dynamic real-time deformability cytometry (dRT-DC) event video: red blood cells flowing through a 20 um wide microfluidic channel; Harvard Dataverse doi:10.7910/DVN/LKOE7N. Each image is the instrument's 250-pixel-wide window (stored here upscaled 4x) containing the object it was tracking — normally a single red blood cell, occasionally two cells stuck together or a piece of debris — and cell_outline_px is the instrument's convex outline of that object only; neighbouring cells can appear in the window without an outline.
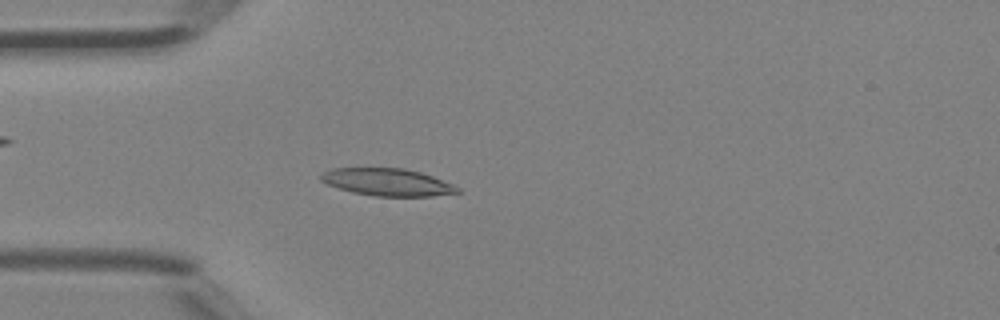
{"species": "Egyptian fruit bat (a non-hibernating species)", "species_latin": "Rousettus aegyptiacus", "temperature_condition": "room temperature", "stored_images_in_passage": 37, "camera_frame_rate_fps": 3000, "um_per_image_px": 0.085, "animal": {"sex": "female"}, "frame": {"image": 1, "passage_image": 4, "time_ms": 1.0, "image_size_px": [1000, 320], "cell_outline_px": [[460, 192], [432, 196], [376, 196], [352, 192], [328, 184], [320, 180], [320, 176], [324, 172], [332, 168], [404, 168], [420, 172], [432, 176], [452, 184], [460, 188]], "centroid_in_image_um": [32.93, 15.48], "position_along_channel_um": 52.1, "area_um2": 21.56}}
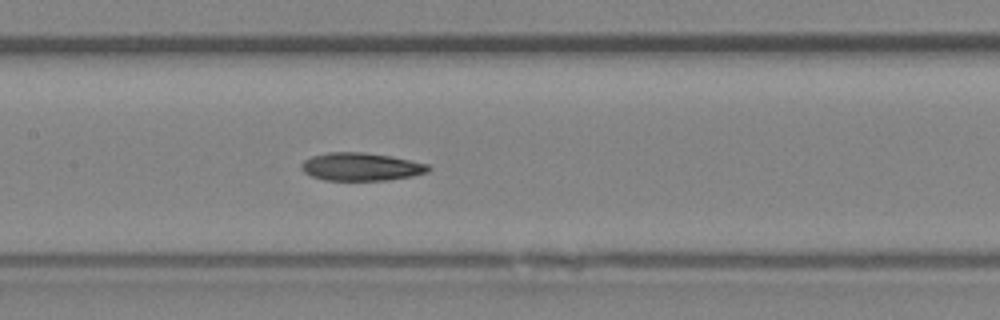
{"frame": {"image": 2, "passage_image": 13, "time_ms": 4.0, "image_size_px": [1000, 320], "cell_outline_px": [[432, 168], [428, 172], [412, 176], [388, 180], [324, 180], [312, 176], [304, 172], [300, 168], [300, 164], [304, 160], [312, 156], [328, 152], [364, 152], [392, 156], [428, 164]], "centroid_in_image_um": [30.69, 14.17], "position_along_channel_um": 176.7, "area_um2": 20.81}}
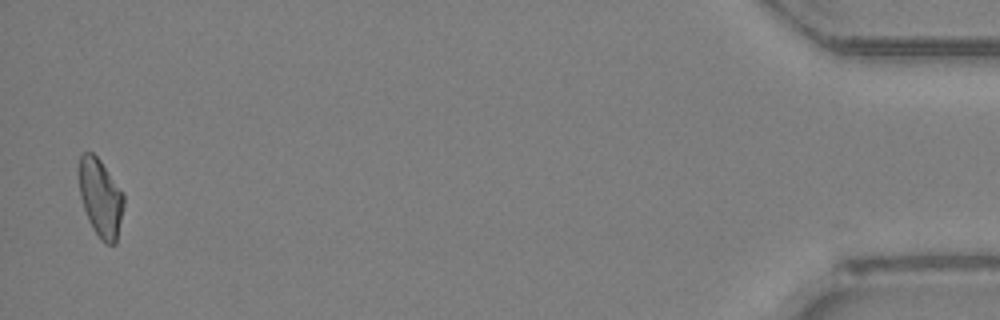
{"frame": {"image": 3, "passage_image": 36, "time_ms": 11.667, "image_size_px": [1000, 320], "cell_outline_px": [[124, 204], [116, 244], [104, 244], [100, 240], [92, 228], [88, 220], [80, 196], [80, 156], [84, 152], [92, 152], [100, 160], [124, 196]], "centroid_in_image_um": [8.55, 16.88], "position_along_channel_um": 426.7, "area_um2": 20.0}, "authors_computed_cell_mechanics": {"area_um2": 20.808, "velocity_mm_per_s": 4.4494, "shape_relaxation_time_tau1_ms": 8.13, "shape_relaxation_time_tau2_ms": 6.1949, "deformation_change_tau1": 0.1712, "deformation_change_tau2": 0.1485}}